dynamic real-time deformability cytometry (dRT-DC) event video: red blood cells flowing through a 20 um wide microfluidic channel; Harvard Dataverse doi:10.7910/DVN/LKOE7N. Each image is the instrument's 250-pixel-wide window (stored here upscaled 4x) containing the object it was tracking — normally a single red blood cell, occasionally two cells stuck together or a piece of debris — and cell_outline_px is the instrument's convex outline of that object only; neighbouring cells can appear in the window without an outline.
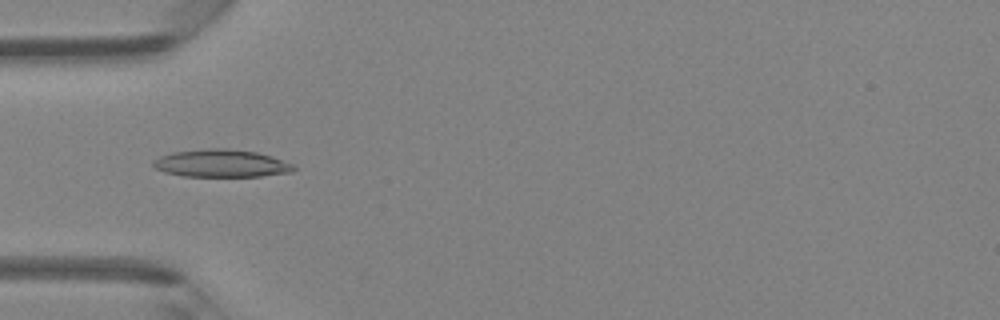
{"species": "Egyptian fruit bat (a non-hibernating species)", "species_latin": "Rousettus aegyptiacus", "temperature_condition": "room temperature", "stored_images_in_passage": 43, "camera_frame_rate_fps": 3000, "um_per_image_px": 0.085, "animal": {"sex": "female"}, "frame": {"image": 1, "passage_image": 11, "time_ms": 3.333, "image_size_px": [1000, 320], "cell_outline_px": [[296, 168], [292, 172], [260, 176], [184, 176], [164, 172], [156, 168], [152, 164], [152, 160], [160, 156], [172, 152], [208, 148], [228, 148], [256, 152], [272, 156], [292, 164]], "centroid_in_image_um": [18.79, 13.88], "position_along_channel_um": 66.2, "area_um2": 22.6}}
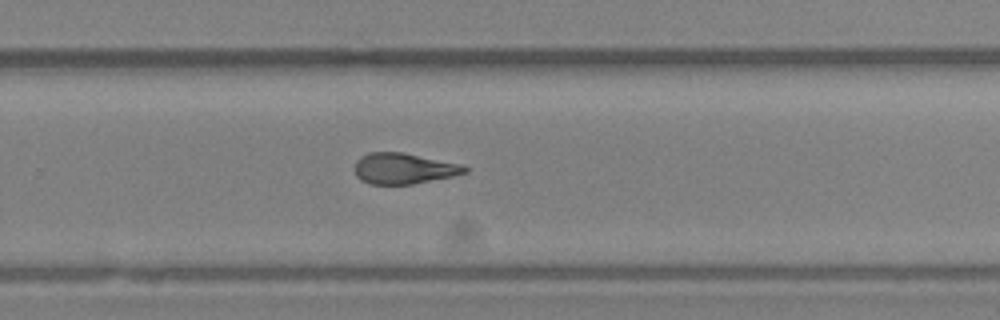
{"frame": {"image": 2, "passage_image": 27, "time_ms": 8.667, "image_size_px": [1000, 320], "cell_outline_px": [[468, 172], [452, 176], [412, 184], [368, 184], [360, 180], [356, 176], [356, 160], [360, 156], [368, 152], [404, 152], [464, 164], [468, 168]], "centroid_in_image_um": [34.33, 14.31], "position_along_channel_um": 295.5, "area_um2": 20.0}}
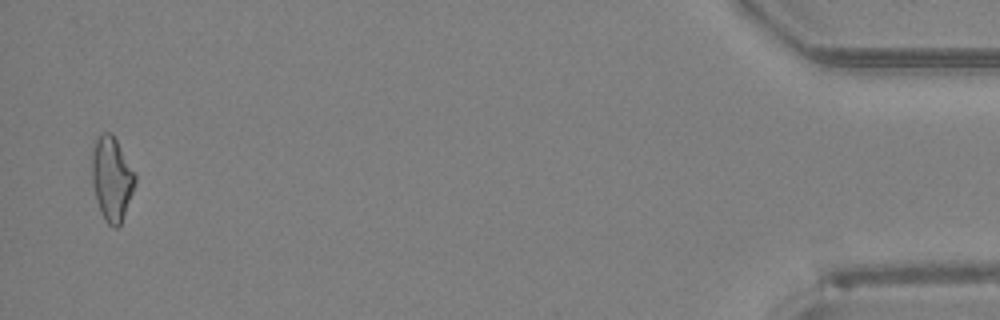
{"frame": {"image": 3, "passage_image": 42, "time_ms": 13.667, "image_size_px": [1000, 320], "cell_outline_px": [[136, 180], [132, 192], [120, 224], [116, 228], [112, 228], [104, 220], [100, 212], [96, 200], [92, 184], [92, 148], [96, 140], [104, 132], [112, 132], [136, 176]], "centroid_in_image_um": [9.47, 15.2], "position_along_channel_um": 425.7, "area_um2": 20.87}, "authors_computed_cell_mechanics": {"area_um2": 20.519, "velocity_mm_per_s": 4.319, "shape_relaxation_time_tau1_ms": null, "shape_relaxation_time_tau2_ms": 2.7306, "deformation_change_tau1": null, "deformation_change_tau2": 0.103}}